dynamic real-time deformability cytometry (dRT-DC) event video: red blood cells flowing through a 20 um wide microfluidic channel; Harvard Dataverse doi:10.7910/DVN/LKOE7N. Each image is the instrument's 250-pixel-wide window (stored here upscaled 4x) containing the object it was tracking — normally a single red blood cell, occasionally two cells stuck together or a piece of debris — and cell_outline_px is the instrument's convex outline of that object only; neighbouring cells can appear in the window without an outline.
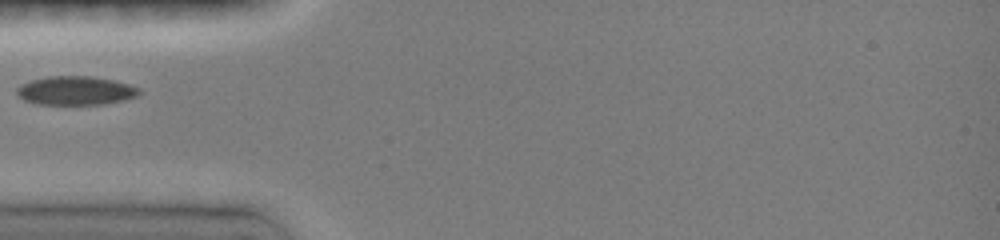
{"species": "common noctule bat (a hibernating species)", "species_latin": "Nyctalus noctula", "temperature_condition": "room temperature", "stored_images_in_passage": 12, "camera_frame_rate_fps": 3000, "um_per_image_px": 0.085, "animal": {"sex": "female", "body_mass_g": 19.0, "forearm_length_mm": 51.5}, "frame": {"image": 1, "passage_image": 1, "time_ms": 0.0, "image_size_px": [1000, 240], "cell_outline_px": [[140, 92], [136, 96], [124, 100], [104, 104], [36, 104], [24, 100], [16, 92], [16, 88], [20, 84], [32, 80], [48, 76], [92, 76], [112, 80], [128, 84], [140, 88]], "centroid_in_image_um": [6.41, 7.7], "position_along_channel_um": 78.6, "area_um2": 20.46}}
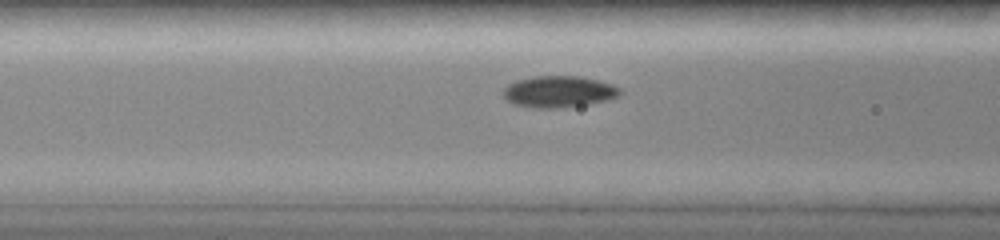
{"frame": {"image": 2, "passage_image": 7, "time_ms": 1.0, "image_size_px": [1000, 240], "cell_outline_px": [[620, 92], [616, 96], [604, 100], [588, 104], [556, 108], [532, 108], [516, 104], [508, 100], [504, 96], [504, 88], [508, 84], [516, 80], [532, 76], [580, 76], [612, 84], [620, 88]], "centroid_in_image_um": [47.46, 7.78], "position_along_channel_um": 119.1, "area_um2": 21.15}}